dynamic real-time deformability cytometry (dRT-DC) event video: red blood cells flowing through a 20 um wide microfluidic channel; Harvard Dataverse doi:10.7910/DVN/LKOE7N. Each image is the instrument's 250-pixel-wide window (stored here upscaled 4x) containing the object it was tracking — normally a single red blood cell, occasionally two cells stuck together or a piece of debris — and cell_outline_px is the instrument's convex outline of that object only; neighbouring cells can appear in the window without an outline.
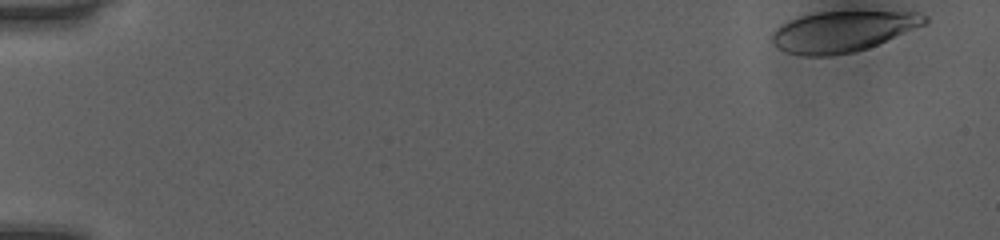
{"species": "human", "species_latin": "Homo sapiens", "temperature_condition": "room temperature", "stored_images_in_passage": 43, "camera_frame_rate_fps": 3000, "um_per_image_px": 0.085, "donor": {"sex": "female"}, "frame": {"image": 1, "passage_image": 1, "time_ms": 0.0, "image_size_px": [1000, 240], "cell_outline_px": [[928, 24], [876, 44], [852, 52], [828, 56], [804, 56], [784, 52], [776, 48], [772, 44], [772, 32], [776, 28], [788, 20], [812, 12], [920, 12], [928, 16]], "centroid_in_image_um": [71.6, 2.67], "position_along_channel_um": 13.4, "area_um2": 36.3}}
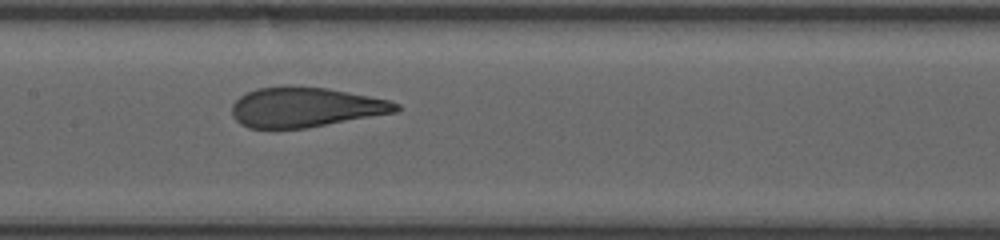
{"frame": {"image": 2, "passage_image": 25, "time_ms": 8.0, "image_size_px": [1000, 240], "cell_outline_px": [[400, 108], [396, 112], [308, 128], [248, 128], [240, 124], [232, 116], [232, 104], [240, 96], [256, 88], [328, 88], [392, 100], [400, 104]], "centroid_in_image_um": [26.0, 9.14], "position_along_channel_um": 181.4, "area_um2": 37.63}}
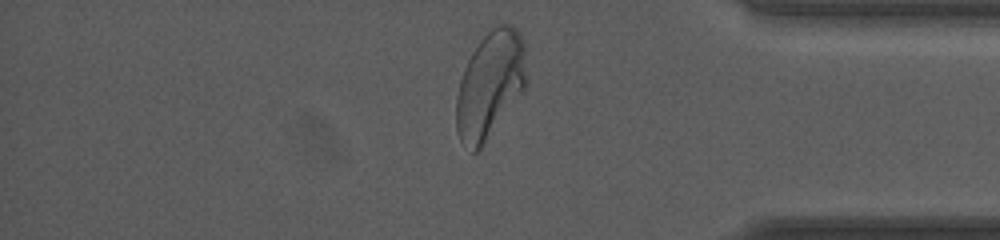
{"frame": {"image": 3, "passage_image": 42, "time_ms": 13.667, "image_size_px": [1000, 240], "cell_outline_px": [[528, 80], [524, 88], [480, 148], [476, 152], [472, 152], [460, 140], [456, 132], [456, 96], [460, 80], [464, 68], [472, 52], [480, 40], [496, 24], [512, 24], [520, 32], [524, 40]], "centroid_in_image_um": [41.66, 7.15], "position_along_channel_um": 393.5, "area_um2": 43.58}, "authors_computed_cell_mechanics": {"area_um2": 38.8416, "velocity_mm_per_s": 4.049, "shape_relaxation_time_tau1_ms": 5.3733, "shape_relaxation_time_tau2_ms": null, "deformation_change_tau1": 0.22, "deformation_change_tau2": null}}